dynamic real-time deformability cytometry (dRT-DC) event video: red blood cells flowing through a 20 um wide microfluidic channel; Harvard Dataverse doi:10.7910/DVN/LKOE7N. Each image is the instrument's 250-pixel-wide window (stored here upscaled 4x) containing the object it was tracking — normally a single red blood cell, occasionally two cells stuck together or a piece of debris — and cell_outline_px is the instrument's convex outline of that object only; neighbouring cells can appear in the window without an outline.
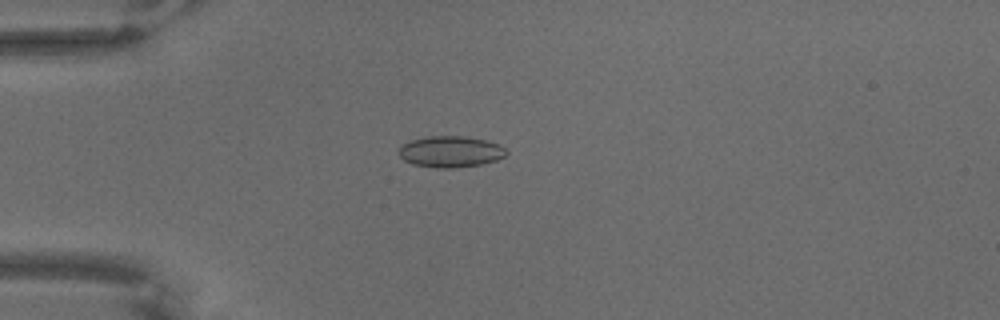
{"species": "common noctule bat (a hibernating species)", "species_latin": "Nyctalus noctula", "temperature_condition": "warm", "stored_images_in_passage": 68, "camera_frame_rate_fps": 3000, "um_per_image_px": 0.085, "animal": {"sex": "male", "body_mass_g": 18.8}, "frame": {"image": 1, "passage_image": 19, "time_ms": 6.0, "image_size_px": [1000, 320], "cell_outline_px": [[508, 152], [504, 156], [496, 160], [480, 164], [456, 168], [436, 168], [412, 164], [404, 160], [400, 156], [400, 144], [408, 140], [428, 136], [464, 136], [484, 140], [500, 144]], "centroid_in_image_um": [38.26, 12.89], "position_along_channel_um": 46.7, "area_um2": 19.65}}
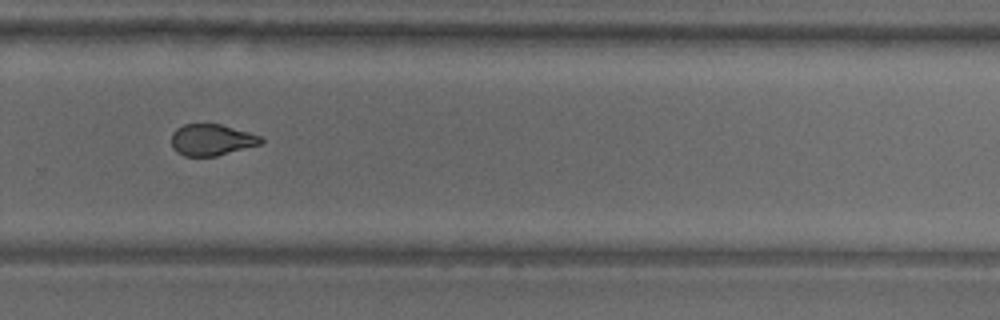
{"frame": {"image": 2, "passage_image": 47, "time_ms": 15.333, "image_size_px": [1000, 320], "cell_outline_px": [[264, 140], [260, 144], [216, 156], [184, 156], [176, 152], [172, 148], [172, 132], [176, 128], [184, 124], [220, 124], [248, 132], [260, 136]], "centroid_in_image_um": [17.95, 11.89], "position_along_channel_um": 311.9, "area_um2": 16.3}}
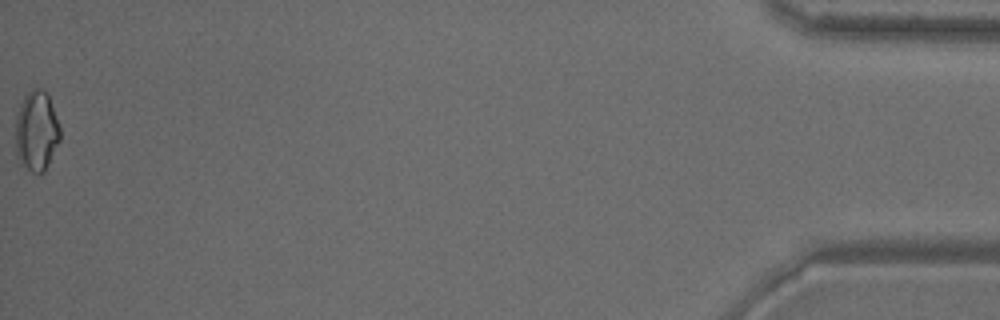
{"frame": {"image": 3, "passage_image": 68, "time_ms": 22.333, "image_size_px": [1000, 320], "cell_outline_px": [[60, 140], [44, 172], [36, 176], [20, 164], [16, 152], [16, 120], [20, 104], [24, 96], [32, 88], [44, 88], [48, 92], [60, 128]], "centroid_in_image_um": [3.11, 11.14], "position_along_channel_um": 432.1, "area_um2": 21.1}}